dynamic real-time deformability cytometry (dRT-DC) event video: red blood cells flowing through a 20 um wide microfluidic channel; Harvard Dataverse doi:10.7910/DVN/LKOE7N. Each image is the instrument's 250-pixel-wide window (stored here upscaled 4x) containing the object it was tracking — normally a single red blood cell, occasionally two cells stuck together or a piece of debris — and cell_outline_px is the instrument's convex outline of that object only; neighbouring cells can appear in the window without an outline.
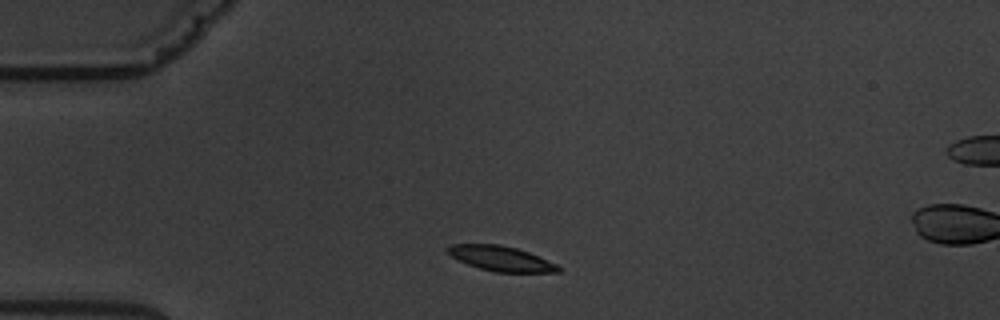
{"species": "common noctule bat (a hibernating species)", "species_latin": "Nyctalus noctula", "temperature_condition": "warm", "stored_images_in_passage": 3, "camera_frame_rate_fps": 3000, "um_per_image_px": 0.085, "animal": {"sex": "male", "body_mass_g": 19.5, "forearm_length_mm": 54.6}, "frame": {"image": 1, "passage_image": 1, "time_ms": 0.0, "image_size_px": [1000, 320], "cell_outline_px": [[560, 272], [496, 272], [480, 268], [468, 264], [444, 252], [444, 248], [448, 244], [500, 244], [516, 248], [528, 252], [548, 260], [556, 264], [560, 268]], "centroid_in_image_um": [42.53, 21.96], "position_along_channel_um": 42.5, "area_um2": 16.07}}